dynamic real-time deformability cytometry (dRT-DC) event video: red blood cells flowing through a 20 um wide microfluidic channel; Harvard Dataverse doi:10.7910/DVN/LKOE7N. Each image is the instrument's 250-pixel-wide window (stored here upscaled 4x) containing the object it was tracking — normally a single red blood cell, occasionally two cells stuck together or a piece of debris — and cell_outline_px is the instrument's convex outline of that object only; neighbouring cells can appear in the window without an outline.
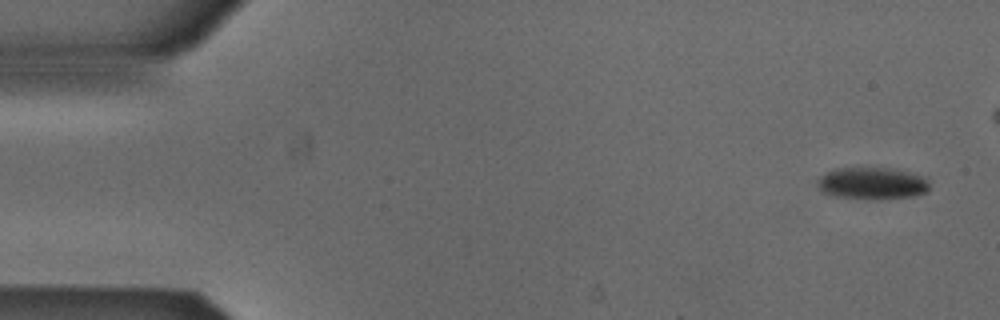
{"species": "Egyptian fruit bat (a non-hibernating species)", "species_latin": "Rousettus aegyptiacus", "temperature_condition": "cold", "stored_images_in_passage": 5, "camera_frame_rate_fps": 3000, "um_per_image_px": 0.085, "animal": {"sex": "male"}, "frame": {"image": 1, "passage_image": 1, "time_ms": 0.0, "image_size_px": [1000, 320], "cell_outline_px": [[928, 192], [912, 196], [876, 200], [868, 200], [836, 196], [824, 192], [816, 184], [816, 180], [820, 176], [836, 168], [888, 168], [928, 176]], "centroid_in_image_um": [74.16, 15.59], "position_along_channel_um": 10.8, "area_um2": 21.1}}